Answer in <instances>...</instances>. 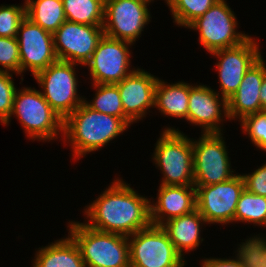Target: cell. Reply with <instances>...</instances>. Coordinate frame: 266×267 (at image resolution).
I'll return each instance as SVG.
<instances>
[{
	"mask_svg": "<svg viewBox=\"0 0 266 267\" xmlns=\"http://www.w3.org/2000/svg\"><path fill=\"white\" fill-rule=\"evenodd\" d=\"M112 183L85 209L91 222L84 224L101 232L127 237L150 226L151 202L121 179Z\"/></svg>",
	"mask_w": 266,
	"mask_h": 267,
	"instance_id": "1",
	"label": "cell"
},
{
	"mask_svg": "<svg viewBox=\"0 0 266 267\" xmlns=\"http://www.w3.org/2000/svg\"><path fill=\"white\" fill-rule=\"evenodd\" d=\"M128 126L122 118L100 113L83 102L64 120L63 136L72 143L76 159L100 149Z\"/></svg>",
	"mask_w": 266,
	"mask_h": 267,
	"instance_id": "2",
	"label": "cell"
},
{
	"mask_svg": "<svg viewBox=\"0 0 266 267\" xmlns=\"http://www.w3.org/2000/svg\"><path fill=\"white\" fill-rule=\"evenodd\" d=\"M68 227L85 267H130L127 236L101 232L73 221Z\"/></svg>",
	"mask_w": 266,
	"mask_h": 267,
	"instance_id": "3",
	"label": "cell"
},
{
	"mask_svg": "<svg viewBox=\"0 0 266 267\" xmlns=\"http://www.w3.org/2000/svg\"><path fill=\"white\" fill-rule=\"evenodd\" d=\"M161 135L153 157L163 171L161 185L194 186L192 140L174 128H166Z\"/></svg>",
	"mask_w": 266,
	"mask_h": 267,
	"instance_id": "4",
	"label": "cell"
},
{
	"mask_svg": "<svg viewBox=\"0 0 266 267\" xmlns=\"http://www.w3.org/2000/svg\"><path fill=\"white\" fill-rule=\"evenodd\" d=\"M18 117L31 139L54 140L63 132L64 120L52 109L41 91L24 88L16 91L11 113Z\"/></svg>",
	"mask_w": 266,
	"mask_h": 267,
	"instance_id": "5",
	"label": "cell"
},
{
	"mask_svg": "<svg viewBox=\"0 0 266 267\" xmlns=\"http://www.w3.org/2000/svg\"><path fill=\"white\" fill-rule=\"evenodd\" d=\"M128 239L130 267H184L183 257L161 226L151 224Z\"/></svg>",
	"mask_w": 266,
	"mask_h": 267,
	"instance_id": "6",
	"label": "cell"
},
{
	"mask_svg": "<svg viewBox=\"0 0 266 267\" xmlns=\"http://www.w3.org/2000/svg\"><path fill=\"white\" fill-rule=\"evenodd\" d=\"M74 66L75 63L58 60L34 76L44 89L41 94L63 120L84 102L77 95Z\"/></svg>",
	"mask_w": 266,
	"mask_h": 267,
	"instance_id": "7",
	"label": "cell"
},
{
	"mask_svg": "<svg viewBox=\"0 0 266 267\" xmlns=\"http://www.w3.org/2000/svg\"><path fill=\"white\" fill-rule=\"evenodd\" d=\"M236 17L225 0H218L188 28L199 31L200 44L207 51L236 47L250 36L236 32Z\"/></svg>",
	"mask_w": 266,
	"mask_h": 267,
	"instance_id": "8",
	"label": "cell"
},
{
	"mask_svg": "<svg viewBox=\"0 0 266 267\" xmlns=\"http://www.w3.org/2000/svg\"><path fill=\"white\" fill-rule=\"evenodd\" d=\"M221 133L202 134L192 141L194 186L218 184L234 177Z\"/></svg>",
	"mask_w": 266,
	"mask_h": 267,
	"instance_id": "9",
	"label": "cell"
},
{
	"mask_svg": "<svg viewBox=\"0 0 266 267\" xmlns=\"http://www.w3.org/2000/svg\"><path fill=\"white\" fill-rule=\"evenodd\" d=\"M195 188L196 209L208 224L234 221L238 200L245 189L242 175L236 174L227 181Z\"/></svg>",
	"mask_w": 266,
	"mask_h": 267,
	"instance_id": "10",
	"label": "cell"
},
{
	"mask_svg": "<svg viewBox=\"0 0 266 267\" xmlns=\"http://www.w3.org/2000/svg\"><path fill=\"white\" fill-rule=\"evenodd\" d=\"M148 0H105L104 34L108 37L135 42L150 20Z\"/></svg>",
	"mask_w": 266,
	"mask_h": 267,
	"instance_id": "11",
	"label": "cell"
},
{
	"mask_svg": "<svg viewBox=\"0 0 266 267\" xmlns=\"http://www.w3.org/2000/svg\"><path fill=\"white\" fill-rule=\"evenodd\" d=\"M103 35V25L65 21L53 33L58 60L85 65L91 59Z\"/></svg>",
	"mask_w": 266,
	"mask_h": 267,
	"instance_id": "12",
	"label": "cell"
},
{
	"mask_svg": "<svg viewBox=\"0 0 266 267\" xmlns=\"http://www.w3.org/2000/svg\"><path fill=\"white\" fill-rule=\"evenodd\" d=\"M131 44L103 35L91 59L85 64L89 67L94 84H117L134 71L128 72L131 55L128 45Z\"/></svg>",
	"mask_w": 266,
	"mask_h": 267,
	"instance_id": "13",
	"label": "cell"
},
{
	"mask_svg": "<svg viewBox=\"0 0 266 267\" xmlns=\"http://www.w3.org/2000/svg\"><path fill=\"white\" fill-rule=\"evenodd\" d=\"M17 32L21 73L29 68L35 76L58 61L52 33L45 31L27 17L22 20Z\"/></svg>",
	"mask_w": 266,
	"mask_h": 267,
	"instance_id": "14",
	"label": "cell"
},
{
	"mask_svg": "<svg viewBox=\"0 0 266 267\" xmlns=\"http://www.w3.org/2000/svg\"><path fill=\"white\" fill-rule=\"evenodd\" d=\"M211 54L219 58L216 66L219 72L221 97L225 99L238 90L244 74L262 57L259 45L252 37L236 47L217 50Z\"/></svg>",
	"mask_w": 266,
	"mask_h": 267,
	"instance_id": "15",
	"label": "cell"
},
{
	"mask_svg": "<svg viewBox=\"0 0 266 267\" xmlns=\"http://www.w3.org/2000/svg\"><path fill=\"white\" fill-rule=\"evenodd\" d=\"M158 78L136 69L116 85L119 89L124 114L136 122L155 106V89Z\"/></svg>",
	"mask_w": 266,
	"mask_h": 267,
	"instance_id": "16",
	"label": "cell"
},
{
	"mask_svg": "<svg viewBox=\"0 0 266 267\" xmlns=\"http://www.w3.org/2000/svg\"><path fill=\"white\" fill-rule=\"evenodd\" d=\"M221 99L222 102L219 100V93L214 92L210 87L190 85L188 121L200 125L202 128L204 127V134L221 133V127H219L221 119H223L221 118L223 117L221 112H224L225 118L229 119L227 99L224 97Z\"/></svg>",
	"mask_w": 266,
	"mask_h": 267,
	"instance_id": "17",
	"label": "cell"
},
{
	"mask_svg": "<svg viewBox=\"0 0 266 267\" xmlns=\"http://www.w3.org/2000/svg\"><path fill=\"white\" fill-rule=\"evenodd\" d=\"M262 57L255 62L244 77L238 90L227 99L228 115L231 120L239 117L240 121L250 114L262 112L260 89L266 74Z\"/></svg>",
	"mask_w": 266,
	"mask_h": 267,
	"instance_id": "18",
	"label": "cell"
},
{
	"mask_svg": "<svg viewBox=\"0 0 266 267\" xmlns=\"http://www.w3.org/2000/svg\"><path fill=\"white\" fill-rule=\"evenodd\" d=\"M157 198V204H150V217L153 225L161 226L165 221L196 210L195 186L160 185Z\"/></svg>",
	"mask_w": 266,
	"mask_h": 267,
	"instance_id": "19",
	"label": "cell"
},
{
	"mask_svg": "<svg viewBox=\"0 0 266 267\" xmlns=\"http://www.w3.org/2000/svg\"><path fill=\"white\" fill-rule=\"evenodd\" d=\"M206 223L199 211L172 218L161 227L165 230L176 251L182 256L185 251L196 249L200 244V223Z\"/></svg>",
	"mask_w": 266,
	"mask_h": 267,
	"instance_id": "20",
	"label": "cell"
},
{
	"mask_svg": "<svg viewBox=\"0 0 266 267\" xmlns=\"http://www.w3.org/2000/svg\"><path fill=\"white\" fill-rule=\"evenodd\" d=\"M189 95L188 83L178 82L169 85L158 79L155 89V107L167 116L184 118L188 121Z\"/></svg>",
	"mask_w": 266,
	"mask_h": 267,
	"instance_id": "21",
	"label": "cell"
},
{
	"mask_svg": "<svg viewBox=\"0 0 266 267\" xmlns=\"http://www.w3.org/2000/svg\"><path fill=\"white\" fill-rule=\"evenodd\" d=\"M33 267H85L80 250L71 237L40 248Z\"/></svg>",
	"mask_w": 266,
	"mask_h": 267,
	"instance_id": "22",
	"label": "cell"
},
{
	"mask_svg": "<svg viewBox=\"0 0 266 267\" xmlns=\"http://www.w3.org/2000/svg\"><path fill=\"white\" fill-rule=\"evenodd\" d=\"M25 1L26 17L45 31L53 34L66 21L62 0Z\"/></svg>",
	"mask_w": 266,
	"mask_h": 267,
	"instance_id": "23",
	"label": "cell"
},
{
	"mask_svg": "<svg viewBox=\"0 0 266 267\" xmlns=\"http://www.w3.org/2000/svg\"><path fill=\"white\" fill-rule=\"evenodd\" d=\"M66 21L103 25L105 0H62Z\"/></svg>",
	"mask_w": 266,
	"mask_h": 267,
	"instance_id": "24",
	"label": "cell"
},
{
	"mask_svg": "<svg viewBox=\"0 0 266 267\" xmlns=\"http://www.w3.org/2000/svg\"><path fill=\"white\" fill-rule=\"evenodd\" d=\"M93 86L96 88L97 93L92 102L88 103L84 100L88 107L100 113L122 118L128 125L133 123L124 114L119 89L116 84H93Z\"/></svg>",
	"mask_w": 266,
	"mask_h": 267,
	"instance_id": "25",
	"label": "cell"
},
{
	"mask_svg": "<svg viewBox=\"0 0 266 267\" xmlns=\"http://www.w3.org/2000/svg\"><path fill=\"white\" fill-rule=\"evenodd\" d=\"M234 221L266 225V197L246 189L241 193L234 214Z\"/></svg>",
	"mask_w": 266,
	"mask_h": 267,
	"instance_id": "26",
	"label": "cell"
},
{
	"mask_svg": "<svg viewBox=\"0 0 266 267\" xmlns=\"http://www.w3.org/2000/svg\"><path fill=\"white\" fill-rule=\"evenodd\" d=\"M218 0H167L174 22L188 27Z\"/></svg>",
	"mask_w": 266,
	"mask_h": 267,
	"instance_id": "27",
	"label": "cell"
},
{
	"mask_svg": "<svg viewBox=\"0 0 266 267\" xmlns=\"http://www.w3.org/2000/svg\"><path fill=\"white\" fill-rule=\"evenodd\" d=\"M237 260L242 267H266V239L251 237L238 248Z\"/></svg>",
	"mask_w": 266,
	"mask_h": 267,
	"instance_id": "28",
	"label": "cell"
},
{
	"mask_svg": "<svg viewBox=\"0 0 266 267\" xmlns=\"http://www.w3.org/2000/svg\"><path fill=\"white\" fill-rule=\"evenodd\" d=\"M26 17L24 6H0V36L16 37L22 20Z\"/></svg>",
	"mask_w": 266,
	"mask_h": 267,
	"instance_id": "29",
	"label": "cell"
},
{
	"mask_svg": "<svg viewBox=\"0 0 266 267\" xmlns=\"http://www.w3.org/2000/svg\"><path fill=\"white\" fill-rule=\"evenodd\" d=\"M240 122L252 143L266 151V111L245 116Z\"/></svg>",
	"mask_w": 266,
	"mask_h": 267,
	"instance_id": "30",
	"label": "cell"
},
{
	"mask_svg": "<svg viewBox=\"0 0 266 267\" xmlns=\"http://www.w3.org/2000/svg\"><path fill=\"white\" fill-rule=\"evenodd\" d=\"M12 79L10 72L0 71V121L4 125L9 123L14 97L18 90Z\"/></svg>",
	"mask_w": 266,
	"mask_h": 267,
	"instance_id": "31",
	"label": "cell"
},
{
	"mask_svg": "<svg viewBox=\"0 0 266 267\" xmlns=\"http://www.w3.org/2000/svg\"><path fill=\"white\" fill-rule=\"evenodd\" d=\"M0 64L6 69L0 71H14L21 75L20 52L16 37L0 36Z\"/></svg>",
	"mask_w": 266,
	"mask_h": 267,
	"instance_id": "32",
	"label": "cell"
},
{
	"mask_svg": "<svg viewBox=\"0 0 266 267\" xmlns=\"http://www.w3.org/2000/svg\"><path fill=\"white\" fill-rule=\"evenodd\" d=\"M245 189L253 194L266 197V164L252 174L242 175Z\"/></svg>",
	"mask_w": 266,
	"mask_h": 267,
	"instance_id": "33",
	"label": "cell"
},
{
	"mask_svg": "<svg viewBox=\"0 0 266 267\" xmlns=\"http://www.w3.org/2000/svg\"><path fill=\"white\" fill-rule=\"evenodd\" d=\"M201 267H242L237 259H205Z\"/></svg>",
	"mask_w": 266,
	"mask_h": 267,
	"instance_id": "34",
	"label": "cell"
},
{
	"mask_svg": "<svg viewBox=\"0 0 266 267\" xmlns=\"http://www.w3.org/2000/svg\"><path fill=\"white\" fill-rule=\"evenodd\" d=\"M259 97L262 106V111H266V74L264 75Z\"/></svg>",
	"mask_w": 266,
	"mask_h": 267,
	"instance_id": "35",
	"label": "cell"
}]
</instances>
